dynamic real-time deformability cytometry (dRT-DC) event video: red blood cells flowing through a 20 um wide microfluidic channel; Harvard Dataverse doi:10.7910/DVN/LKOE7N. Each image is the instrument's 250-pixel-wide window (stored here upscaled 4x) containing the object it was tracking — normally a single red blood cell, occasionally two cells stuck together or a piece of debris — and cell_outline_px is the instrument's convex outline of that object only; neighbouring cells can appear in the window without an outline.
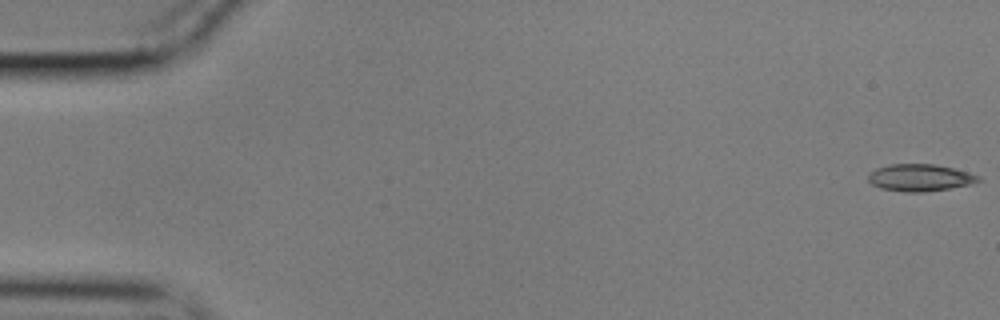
{"species": "common noctule bat (a hibernating species)", "species_latin": "Nyctalus noctula", "temperature_condition": "cold", "stored_images_in_passage": 56, "camera_frame_rate_fps": 3000, "um_per_image_px": 0.085, "animal": {"sex": "male", "body_mass_g": 17.9}, "frame": {"image": 1, "passage_image": 1, "time_ms": 0.0, "image_size_px": [1000, 320], "cell_outline_px": [[984, 180], [972, 184], [924, 192], [908, 192], [880, 188], [872, 184], [868, 180], [868, 176], [876, 168], [892, 164], [936, 164], [968, 172], [980, 176]], "centroid_in_image_um": [78.24, 15.1], "position_along_channel_um": 6.8, "area_um2": 17.28}}
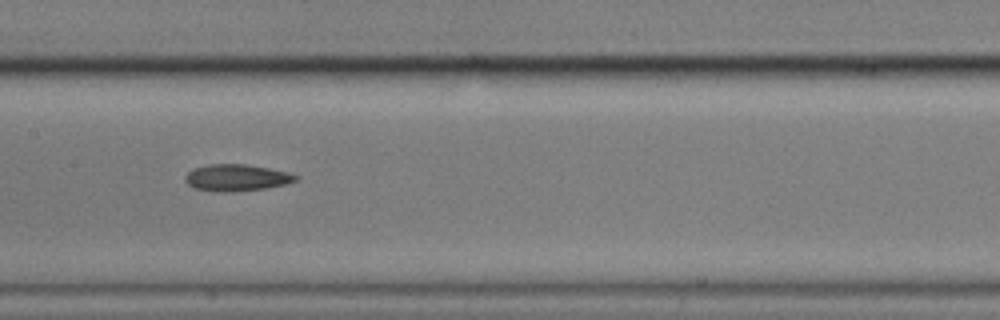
{"frame": {"image": 2, "passage_image": 28, "time_ms": 9.0, "image_size_px": [1000, 320], "cell_outline_px": [[300, 176], [296, 180], [284, 184], [264, 188], [232, 192], [220, 192], [196, 188], [188, 184], [184, 180], [184, 176], [192, 168], [208, 164], [244, 164], [268, 168], [288, 172]], "centroid_in_image_um": [20.07, 15.09], "position_along_channel_um": 187.3, "area_um2": 17.11}}
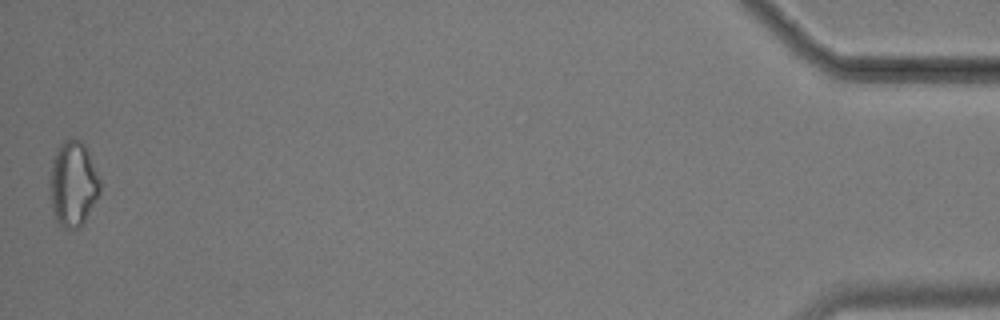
{"frame": {"image": 3, "passage_image": 56, "time_ms": 18.333, "image_size_px": [1000, 320], "cell_outline_px": [[100, 192], [96, 200], [80, 228], [60, 228], [52, 212], [48, 184], [48, 176], [52, 160], [56, 148], [68, 136], [80, 140], [84, 144], [88, 152], [100, 180]], "centroid_in_image_um": [6.16, 15.62], "position_along_channel_um": 429.0, "area_um2": 25.43}, "authors_computed_cell_mechanics": {"area_um2": 17.1088, "velocity_mm_per_s": 3.5599, "shape_relaxation_time_tau1_ms": 9.0411, "shape_relaxation_time_tau2_ms": 6.8399, "deformation_change_tau1": 0.1553, "deformation_change_tau2": 0.1708}}